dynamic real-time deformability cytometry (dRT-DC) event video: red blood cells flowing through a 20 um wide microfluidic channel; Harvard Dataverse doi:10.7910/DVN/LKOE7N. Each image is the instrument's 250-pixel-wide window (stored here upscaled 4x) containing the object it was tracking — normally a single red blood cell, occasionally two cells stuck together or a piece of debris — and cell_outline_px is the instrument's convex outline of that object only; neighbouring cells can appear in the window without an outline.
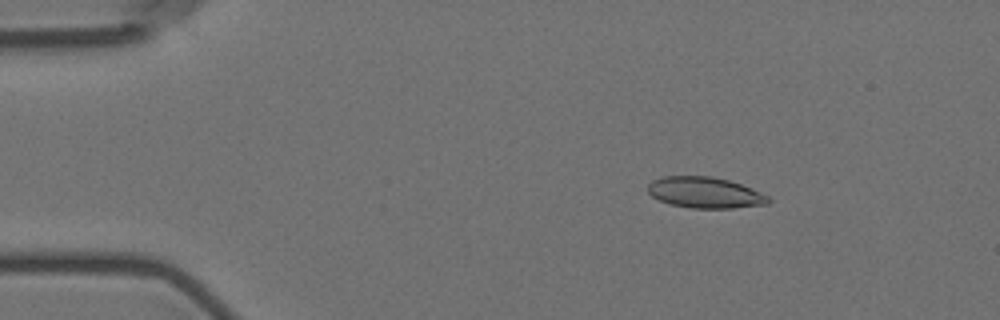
{"species": "Egyptian fruit bat (a non-hibernating species)", "species_latin": "Rousettus aegyptiacus", "temperature_condition": "room temperature", "stored_images_in_passage": 15, "camera_frame_rate_fps": 3000, "um_per_image_px": 0.085, "animal": {"sex": "female"}, "frame": {"image": 1, "passage_image": 3, "time_ms": 2.333, "image_size_px": [1000, 320], "cell_outline_px": [[772, 200], [768, 204], [732, 208], [692, 208], [672, 204], [660, 200], [652, 196], [648, 192], [648, 184], [652, 180], [664, 176], [712, 176], [728, 180], [752, 188], [768, 196]], "centroid_in_image_um": [59.94, 16.36], "position_along_channel_um": 25.1, "area_um2": 21.73}}
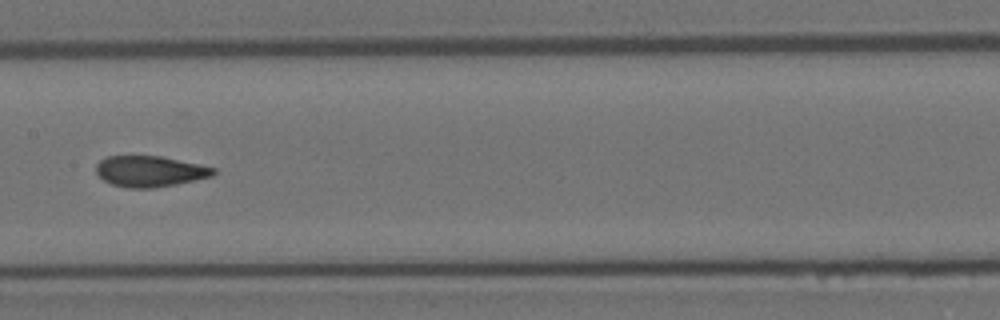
{"frame": {"image": 2, "passage_image": 8, "time_ms": 9.0, "image_size_px": [1000, 320], "cell_outline_px": [[216, 172], [212, 176], [176, 184], [156, 188], [128, 188], [112, 184], [104, 180], [96, 172], [96, 164], [100, 160], [108, 156], [160, 156], [200, 164], [216, 168]], "centroid_in_image_um": [12.75, 14.56], "position_along_channel_um": 194.7, "area_um2": 21.1}}
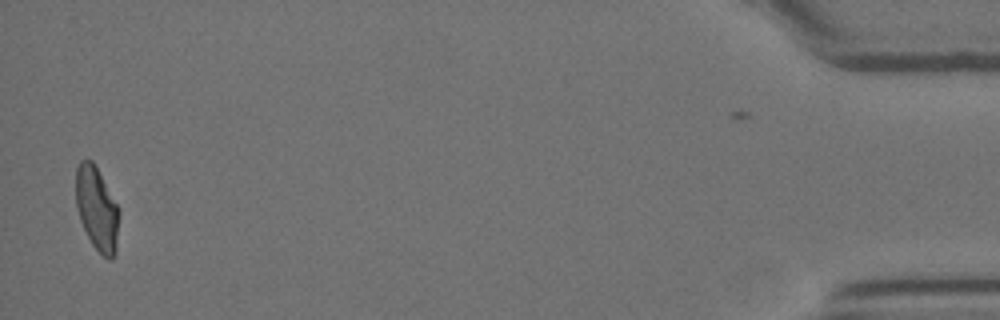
{"frame": {"image": 3, "passage_image": 15, "time_ms": 18.0, "image_size_px": [1000, 320], "cell_outline_px": [[120, 212], [116, 252], [112, 260], [108, 260], [92, 244], [80, 220], [76, 208], [76, 168], [80, 160], [92, 160], [120, 208]], "centroid_in_image_um": [8.25, 17.75], "position_along_channel_um": 426.9, "area_um2": 21.21}, "authors_computed_cell_mechanics": {"area_um2": 21.7328, "velocity_mm_per_s": 3.5941, "shape_relaxation_time_tau1_ms": null, "shape_relaxation_time_tau2_ms": 2.1038, "deformation_change_tau1": null, "deformation_change_tau2": 0.0844}}